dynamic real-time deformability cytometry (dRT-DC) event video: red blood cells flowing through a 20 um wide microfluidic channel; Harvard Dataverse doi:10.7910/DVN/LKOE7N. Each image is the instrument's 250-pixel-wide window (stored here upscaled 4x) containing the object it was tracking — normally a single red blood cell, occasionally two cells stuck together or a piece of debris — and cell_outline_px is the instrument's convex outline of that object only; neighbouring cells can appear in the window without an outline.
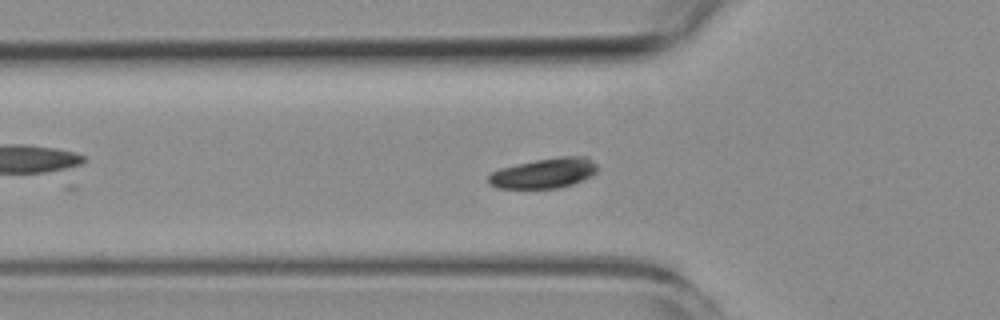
{"species": "common noctule bat (a hibernating species)", "species_latin": "Nyctalus noctula", "temperature_condition": "room temperature", "stored_images_in_passage": 9, "camera_frame_rate_fps": 3000, "um_per_image_px": 0.085, "animal": {"sex": "female", "body_mass_g": 19.3, "forearm_length_mm": 54.1}, "frame": {"image": 1, "passage_image": 7, "time_ms": 7.0, "image_size_px": [1000, 320], "cell_outline_px": [[596, 172], [592, 176], [584, 180], [560, 188], [496, 188], [488, 184], [488, 176], [492, 172], [500, 168], [536, 160], [560, 156], [588, 156], [596, 164]], "centroid_in_image_um": [46.26, 14.72], "position_along_channel_um": 79.5, "area_um2": 19.19}}
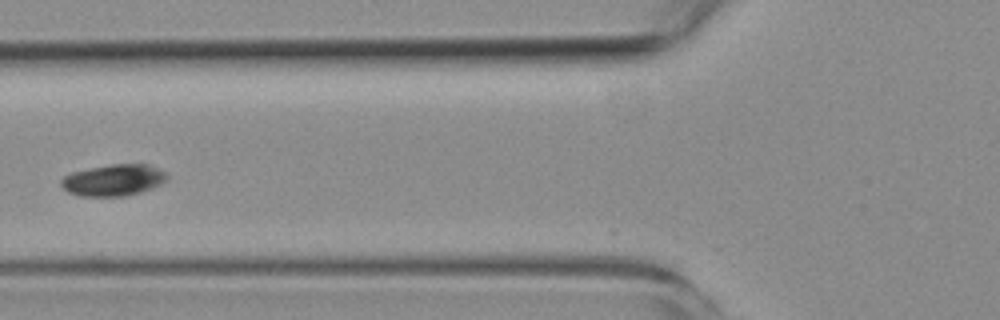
{"frame": {"image": 2, "passage_image": 8, "time_ms": 8.0, "image_size_px": [1000, 320], "cell_outline_px": [[168, 180], [152, 188], [140, 192], [124, 196], [80, 196], [68, 192], [60, 184], [60, 180], [64, 176], [72, 172], [112, 164], [148, 164], [164, 172], [168, 176]], "centroid_in_image_um": [9.64, 15.31], "position_along_channel_um": 116.2, "area_um2": 19.31}}
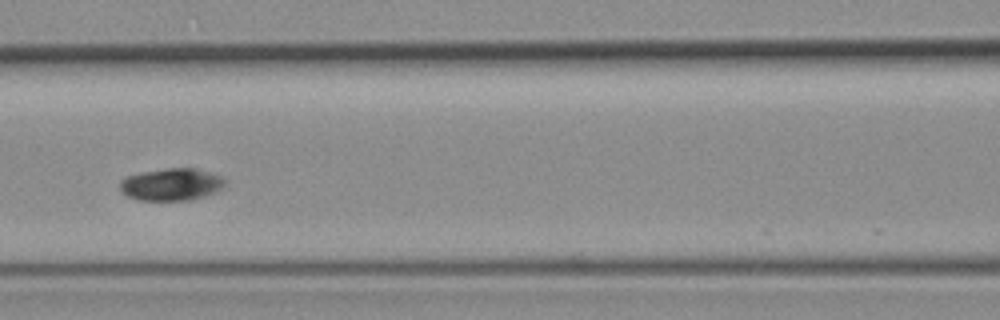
{"frame": {"image": 3, "passage_image": 9, "time_ms": 9.0, "image_size_px": [1000, 320], "cell_outline_px": [[224, 188], [216, 192], [192, 200], [136, 200], [128, 196], [120, 188], [120, 180], [124, 176], [140, 172], [168, 168], [196, 168], [212, 172], [220, 176], [224, 180]], "centroid_in_image_um": [14.57, 15.67], "position_along_channel_um": 152.0, "area_um2": 19.94}}